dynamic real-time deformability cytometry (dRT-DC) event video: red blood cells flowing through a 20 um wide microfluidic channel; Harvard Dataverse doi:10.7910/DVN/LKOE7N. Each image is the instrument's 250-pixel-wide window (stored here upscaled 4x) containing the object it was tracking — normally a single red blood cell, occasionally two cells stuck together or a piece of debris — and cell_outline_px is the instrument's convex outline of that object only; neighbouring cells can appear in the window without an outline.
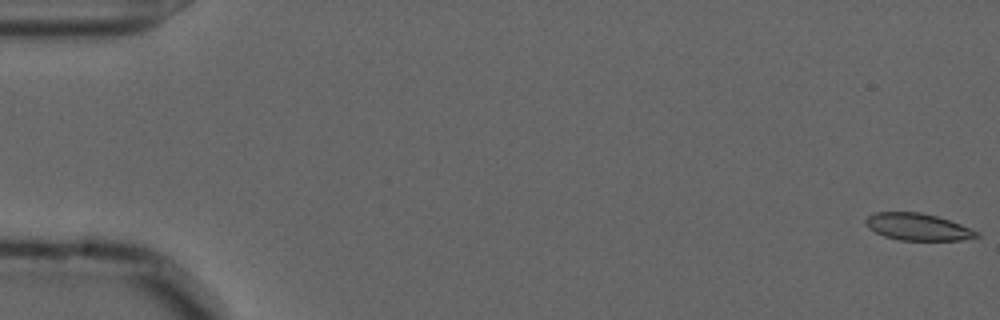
{"species": "common noctule bat (a hibernating species)", "species_latin": "Nyctalus noctula", "temperature_condition": "cold", "stored_images_in_passage": 57, "camera_frame_rate_fps": 3000, "um_per_image_px": 0.085, "animal": {"sex": "male", "forearm_length_mm": 52.5}, "frame": {"image": 1, "passage_image": 1, "time_ms": 0.0, "image_size_px": [1000, 320], "cell_outline_px": [[980, 236], [960, 240], [900, 240], [884, 236], [868, 228], [864, 224], [864, 220], [868, 216], [876, 212], [920, 212], [936, 216], [960, 224], [980, 232]], "centroid_in_image_um": [77.98, 19.28], "position_along_channel_um": 7.0, "area_um2": 17.4}}
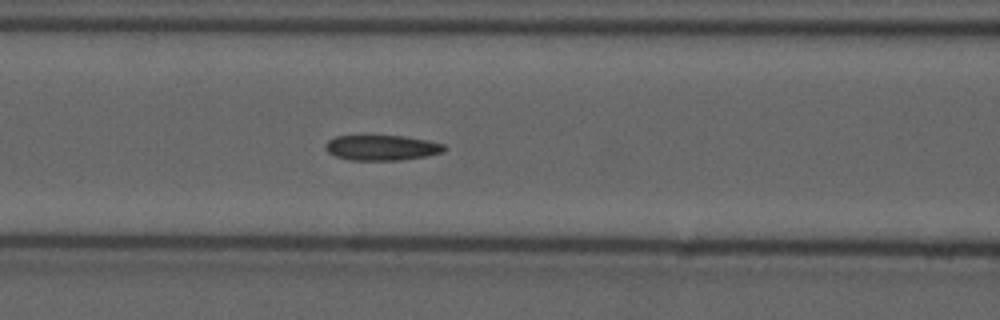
{"frame": {"image": 2, "passage_image": 24, "time_ms": 7.667, "image_size_px": [1000, 320], "cell_outline_px": [[448, 148], [444, 152], [428, 156], [400, 160], [348, 160], [336, 156], [328, 152], [324, 148], [328, 140], [336, 136], [404, 136], [428, 140], [444, 144]], "centroid_in_image_um": [32.49, 12.56], "position_along_channel_um": 134.1, "area_um2": 17.63}}
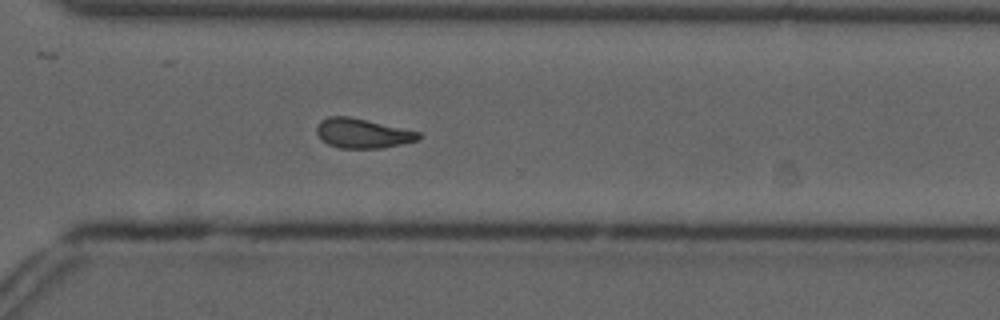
{"frame": {"image": 3, "passage_image": 41, "time_ms": 13.333, "image_size_px": [1000, 320], "cell_outline_px": [[424, 136], [420, 140], [384, 148], [340, 148], [328, 144], [316, 132], [316, 128], [320, 120], [328, 116], [348, 116], [420, 132]], "centroid_in_image_um": [30.85, 11.34], "position_along_channel_um": 339.7, "area_um2": 17.57}, "authors_computed_cell_mechanics": {"area_um2": 17.7446, "velocity_mm_per_s": 3.6395, "shape_relaxation_time_tau1_ms": 9.6577, "shape_relaxation_time_tau2_ms": 3.4523, "deformation_change_tau1": 0.1849, "deformation_change_tau2": 0.0847}}